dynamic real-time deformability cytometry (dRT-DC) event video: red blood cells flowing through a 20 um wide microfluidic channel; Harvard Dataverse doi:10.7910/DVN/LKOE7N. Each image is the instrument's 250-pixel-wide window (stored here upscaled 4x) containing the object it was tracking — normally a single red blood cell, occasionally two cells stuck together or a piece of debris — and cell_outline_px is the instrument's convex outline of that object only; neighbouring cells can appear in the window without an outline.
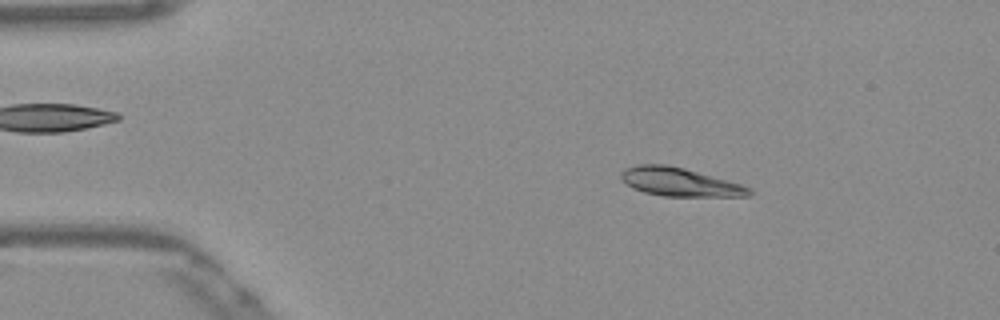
{"species": "Egyptian fruit bat (a non-hibernating species)", "species_latin": "Rousettus aegyptiacus", "temperature_condition": "warm", "stored_images_in_passage": 50, "camera_frame_rate_fps": 3000, "um_per_image_px": 0.085, "frame": {"image": 1, "passage_image": 6, "time_ms": 1.667, "image_size_px": [1000, 320], "cell_outline_px": [[752, 192], [748, 196], [664, 196], [644, 192], [628, 184], [620, 176], [620, 172], [624, 168], [640, 164], [664, 164], [684, 168], [740, 184], [752, 188]], "centroid_in_image_um": [57.77, 15.46], "position_along_channel_um": 27.2, "area_um2": 20.87}}
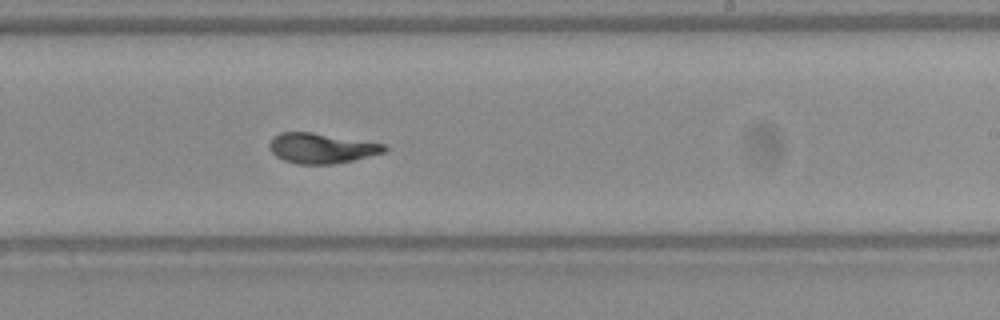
{"frame": {"image": 2, "passage_image": 29, "time_ms": 9.333, "image_size_px": [1000, 320], "cell_outline_px": [[388, 148], [384, 152], [352, 160], [332, 164], [300, 164], [284, 160], [276, 156], [272, 152], [268, 144], [280, 132], [312, 132], [388, 144]], "centroid_in_image_um": [27.35, 12.59], "position_along_channel_um": 261.6, "area_um2": 20.06}}
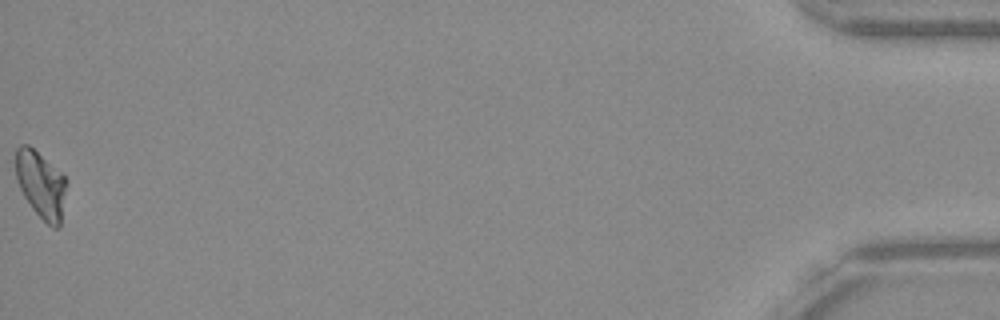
{"frame": {"image": 3, "passage_image": 50, "time_ms": 16.333, "image_size_px": [1000, 320], "cell_outline_px": [[68, 180], [60, 228], [52, 228], [32, 208], [24, 196], [16, 180], [16, 148], [20, 144], [28, 144], [60, 172]], "centroid_in_image_um": [3.49, 15.7], "position_along_channel_um": 431.7, "area_um2": 19.77}, "authors_computed_cell_mechanics": {"area_um2": 20.5768, "velocity_mm_per_s": 3.8568, "shape_relaxation_time_tau1_ms": 4.1524, "shape_relaxation_time_tau2_ms": 1.189, "deformation_change_tau1": 0.1824, "deformation_change_tau2": 0.0577}}